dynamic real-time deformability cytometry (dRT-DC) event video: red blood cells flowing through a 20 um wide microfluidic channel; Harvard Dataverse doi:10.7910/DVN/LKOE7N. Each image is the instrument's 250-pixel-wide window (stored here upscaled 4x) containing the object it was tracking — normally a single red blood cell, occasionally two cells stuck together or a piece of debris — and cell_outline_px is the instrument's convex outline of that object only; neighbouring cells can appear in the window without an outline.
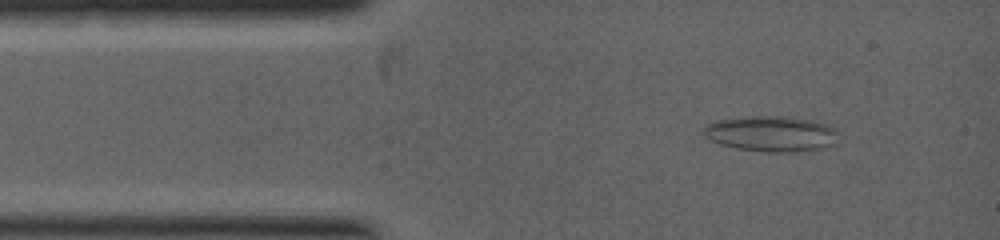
{"species": "common noctule bat (a hibernating species)", "species_latin": "Nyctalus noctula", "temperature_condition": "warm", "stored_images_in_passage": 8, "camera_frame_rate_fps": 5000, "um_per_image_px": 0.085, "animal": {"sex": "female", "body_mass_g": 19.0, "forearm_length_mm": 53.3}, "frame": {"image": 1, "passage_image": 3, "time_ms": 0.4, "image_size_px": [1000, 240], "cell_outline_px": [[840, 132], [832, 144], [812, 148], [780, 152], [768, 152], [736, 148], [720, 144], [712, 140], [704, 132], [704, 128], [708, 124], [716, 120], [748, 116], [780, 116], [812, 120], [836, 128]], "centroid_in_image_um": [65.53, 11.34], "position_along_channel_um": 19.5, "area_um2": 27.22}}